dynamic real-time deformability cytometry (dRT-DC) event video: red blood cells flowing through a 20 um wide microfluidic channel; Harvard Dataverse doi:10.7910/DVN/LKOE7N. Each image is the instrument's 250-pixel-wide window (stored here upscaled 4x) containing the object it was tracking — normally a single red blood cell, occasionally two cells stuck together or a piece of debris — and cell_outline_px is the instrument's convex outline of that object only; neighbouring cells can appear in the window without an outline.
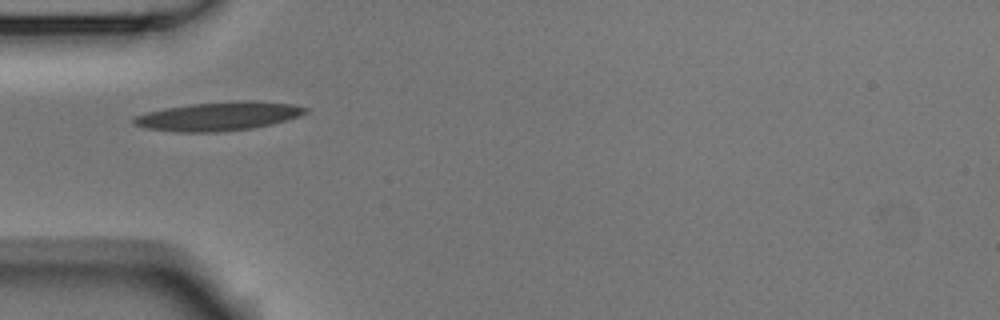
{"species": "Egyptian fruit bat (a non-hibernating species)", "species_latin": "Rousettus aegyptiacus", "temperature_condition": "room temperature", "stored_images_in_passage": 3, "camera_frame_rate_fps": 3000, "um_per_image_px": 0.085, "animal": {"sex": "male"}, "frame": {"image": 1, "passage_image": 1, "time_ms": 0.0, "image_size_px": [1000, 320], "cell_outline_px": [[308, 112], [284, 120], [252, 128], [216, 132], [180, 132], [148, 128], [132, 124], [132, 120], [136, 116], [144, 112], [164, 108], [192, 104], [232, 100], [252, 100], [292, 104], [308, 108]], "centroid_in_image_um": [18.53, 9.86], "position_along_channel_um": 66.5, "area_um2": 28.55}}
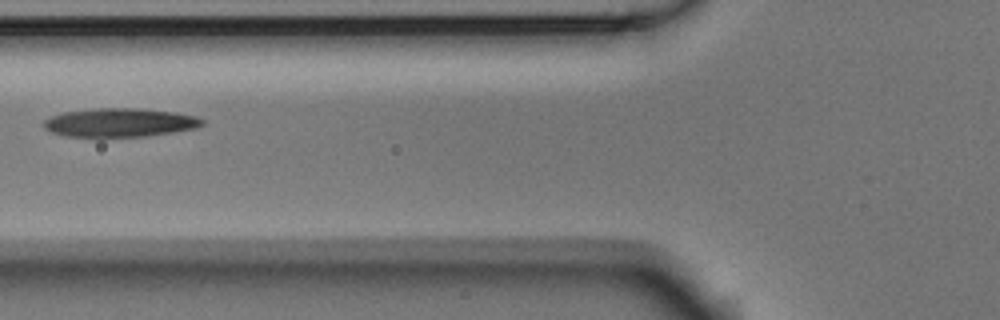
{"frame": {"image": 2, "passage_image": 2, "time_ms": 0.333, "image_size_px": [1000, 320], "cell_outline_px": [[204, 124], [196, 128], [148, 136], [100, 140], [64, 136], [52, 132], [44, 128], [44, 120], [52, 116], [64, 112], [96, 108], [136, 108], [172, 112], [196, 116], [204, 120]], "centroid_in_image_um": [10.13, 10.47], "position_along_channel_um": 115.7, "area_um2": 27.4}}
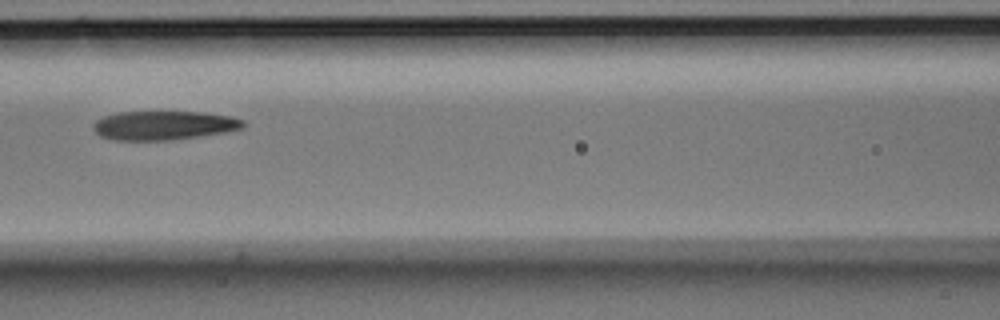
{"frame": {"image": 3, "passage_image": 3, "time_ms": 0.667, "image_size_px": [1000, 320], "cell_outline_px": [[248, 124], [244, 128], [224, 132], [200, 136], [172, 140], [112, 140], [100, 136], [92, 128], [92, 124], [96, 120], [104, 116], [120, 112], [204, 112], [232, 116], [244, 120]], "centroid_in_image_um": [13.95, 10.66], "position_along_channel_um": 152.6, "area_um2": 25.55}}